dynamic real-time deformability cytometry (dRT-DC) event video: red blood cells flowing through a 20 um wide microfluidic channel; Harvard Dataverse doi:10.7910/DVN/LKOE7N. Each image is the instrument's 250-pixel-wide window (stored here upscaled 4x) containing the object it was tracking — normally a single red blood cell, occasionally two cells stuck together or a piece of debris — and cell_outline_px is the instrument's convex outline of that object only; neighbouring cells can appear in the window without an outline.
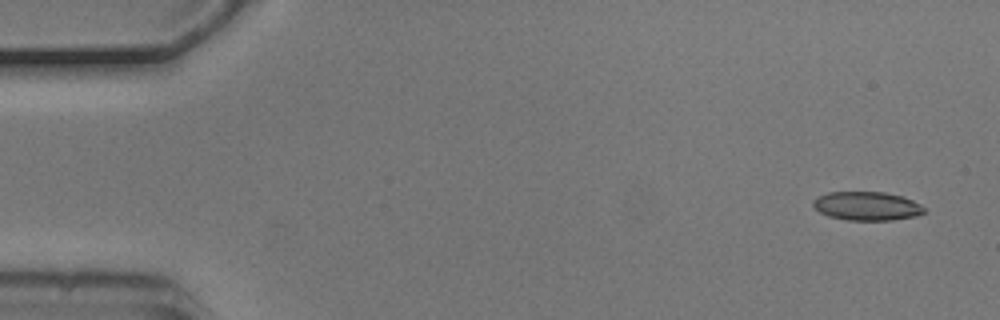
{"species": "common noctule bat (a hibernating species)", "species_latin": "Nyctalus noctula", "temperature_condition": "cold", "stored_images_in_passage": 10, "camera_frame_rate_fps": 3000, "um_per_image_px": 0.085, "animal": {"sex": "male", "body_mass_g": 20.5, "forearm_length_mm": 52.5}, "frame": {"image": 1, "passage_image": 1, "time_ms": 0.0, "image_size_px": [1000, 320], "cell_outline_px": [[924, 212], [916, 216], [892, 220], [848, 220], [828, 216], [820, 212], [812, 204], [812, 200], [816, 196], [828, 192], [884, 192], [904, 196], [920, 204], [924, 208]], "centroid_in_image_um": [73.67, 17.5], "position_along_channel_um": 11.3, "area_um2": 18.67}}
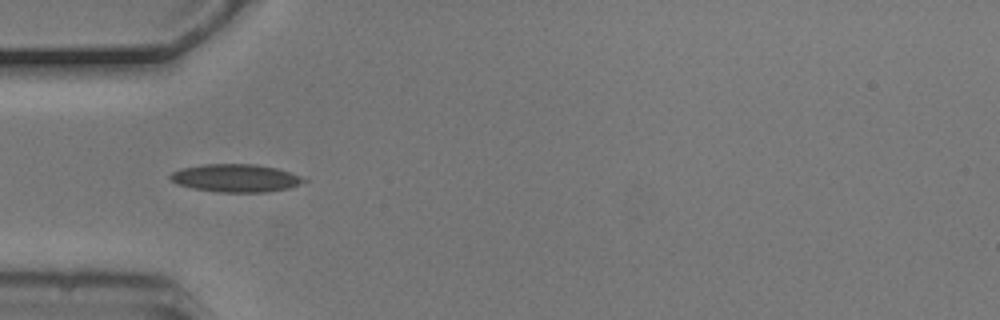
{"frame": {"image": 2, "passage_image": 5, "time_ms": 1.333, "image_size_px": [1000, 320], "cell_outline_px": [[308, 180], [288, 188], [264, 192], [216, 192], [192, 188], [176, 184], [168, 176], [172, 172], [180, 168], [204, 164], [256, 164], [276, 168], [308, 176]], "centroid_in_image_um": [20.06, 15.13], "position_along_channel_um": 64.9, "area_um2": 21.96}}
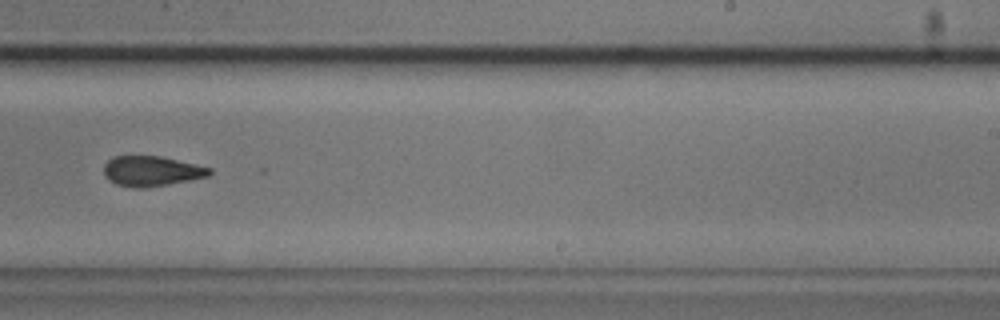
{"frame": {"image": 3, "passage_image": 10, "time_ms": 3.0, "image_size_px": [1000, 320], "cell_outline_px": [[212, 172], [208, 176], [168, 184], [144, 188], [132, 188], [116, 184], [108, 180], [104, 176], [104, 164], [112, 156], [160, 156], [212, 168]], "centroid_in_image_um": [12.83, 14.54], "position_along_channel_um": 276.2, "area_um2": 18.55}}